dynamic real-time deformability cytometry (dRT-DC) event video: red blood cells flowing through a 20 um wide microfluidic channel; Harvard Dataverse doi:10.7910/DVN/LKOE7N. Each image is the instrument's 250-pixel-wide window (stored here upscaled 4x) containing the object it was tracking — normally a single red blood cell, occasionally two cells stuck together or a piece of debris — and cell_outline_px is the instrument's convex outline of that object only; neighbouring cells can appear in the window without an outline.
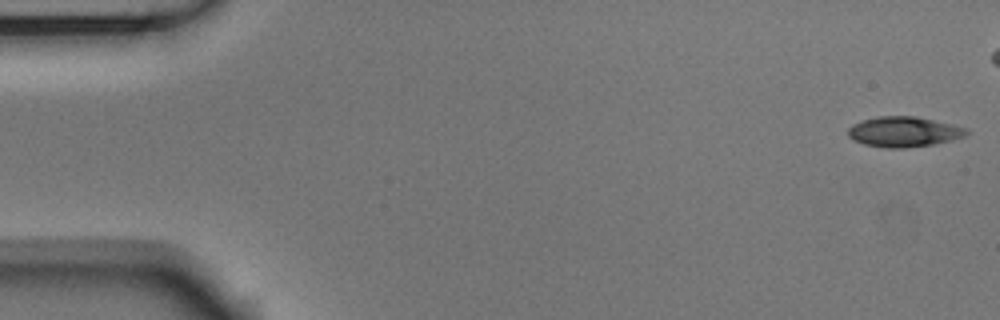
{"species": "Egyptian fruit bat (a non-hibernating species)", "species_latin": "Rousettus aegyptiacus", "temperature_condition": "room temperature", "stored_images_in_passage": 48, "camera_frame_rate_fps": 3000, "um_per_image_px": 0.085, "animal": {"sex": "male"}, "frame": {"image": 1, "passage_image": 1, "time_ms": 0.0, "image_size_px": [1000, 320], "cell_outline_px": [[968, 132], [964, 136], [952, 140], [936, 144], [904, 148], [888, 148], [864, 144], [852, 140], [848, 136], [848, 128], [852, 124], [864, 120], [880, 116], [916, 116], [968, 128]], "centroid_in_image_um": [76.82, 11.21], "position_along_channel_um": 8.2, "area_um2": 20.87}}
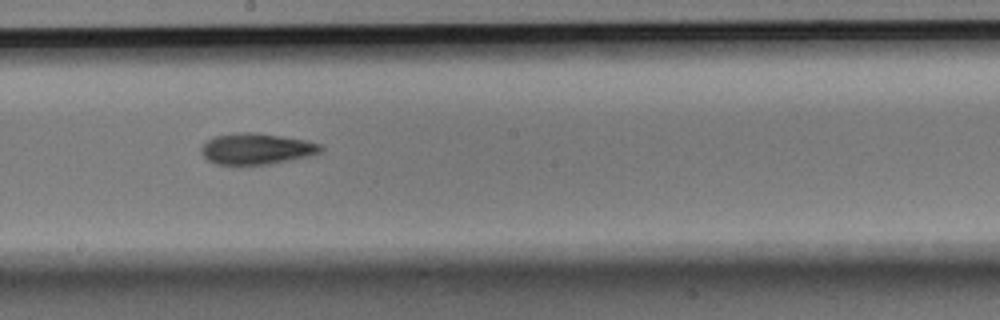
{"frame": {"image": 2, "passage_image": 29, "time_ms": 9.333, "image_size_px": [1000, 320], "cell_outline_px": [[324, 148], [320, 152], [312, 156], [268, 164], [216, 164], [208, 160], [200, 152], [200, 148], [208, 140], [216, 136], [244, 132], [256, 132], [304, 140], [320, 144]], "centroid_in_image_um": [21.82, 12.65], "position_along_channel_um": 226.4, "area_um2": 21.44}}
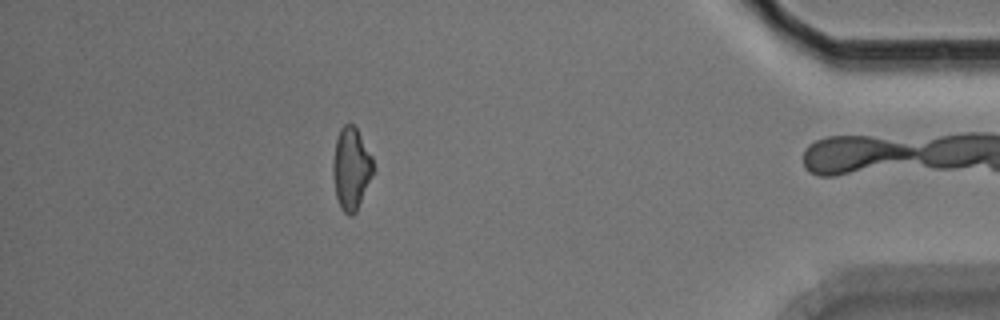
{"frame": {"image": 3, "passage_image": 47, "time_ms": 15.333, "image_size_px": [1000, 320], "cell_outline_px": [[376, 168], [356, 212], [352, 216], [348, 216], [340, 208], [336, 196], [332, 172], [332, 164], [336, 140], [340, 128], [344, 124], [352, 124], [356, 128], [372, 156]], "centroid_in_image_um": [29.86, 14.35], "position_along_channel_um": 405.3, "area_um2": 19.48}, "authors_computed_cell_mechanics": {"area_um2": 21.097, "velocity_mm_per_s": 3.7693, "shape_relaxation_time_tau1_ms": 5.764, "shape_relaxation_time_tau2_ms": 7.4065, "deformation_change_tau1": 0.1454, "deformation_change_tau2": 0.1765}}